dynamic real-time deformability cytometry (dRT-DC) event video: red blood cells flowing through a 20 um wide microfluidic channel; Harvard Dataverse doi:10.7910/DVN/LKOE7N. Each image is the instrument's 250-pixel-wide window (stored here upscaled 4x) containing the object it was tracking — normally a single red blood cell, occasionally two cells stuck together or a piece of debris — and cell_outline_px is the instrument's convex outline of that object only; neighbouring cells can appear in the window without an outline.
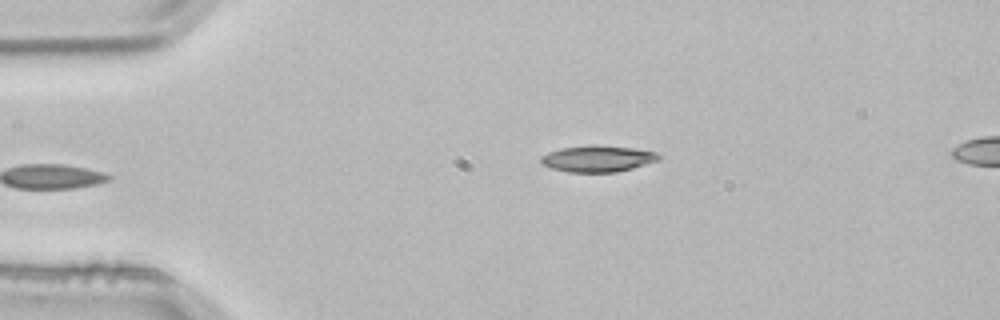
{"species": "common noctule bat (a hibernating species)", "species_latin": "Nyctalus noctula", "temperature_condition": "room temperature", "stored_images_in_passage": 3, "camera_frame_rate_fps": 3000, "um_per_image_px": 0.085, "animal": {"sex": "male", "body_mass_g": 21.5, "forearm_length_mm": 52.0}, "frame": {"image": 1, "passage_image": 3, "time_ms": 0.667, "image_size_px": [1000, 320], "cell_outline_px": [[660, 160], [632, 168], [616, 172], [568, 172], [552, 168], [540, 164], [540, 156], [548, 152], [560, 148], [592, 144], [632, 148], [656, 152], [660, 156]], "centroid_in_image_um": [50.76, 13.48], "position_along_channel_um": 34.2, "area_um2": 18.21}}